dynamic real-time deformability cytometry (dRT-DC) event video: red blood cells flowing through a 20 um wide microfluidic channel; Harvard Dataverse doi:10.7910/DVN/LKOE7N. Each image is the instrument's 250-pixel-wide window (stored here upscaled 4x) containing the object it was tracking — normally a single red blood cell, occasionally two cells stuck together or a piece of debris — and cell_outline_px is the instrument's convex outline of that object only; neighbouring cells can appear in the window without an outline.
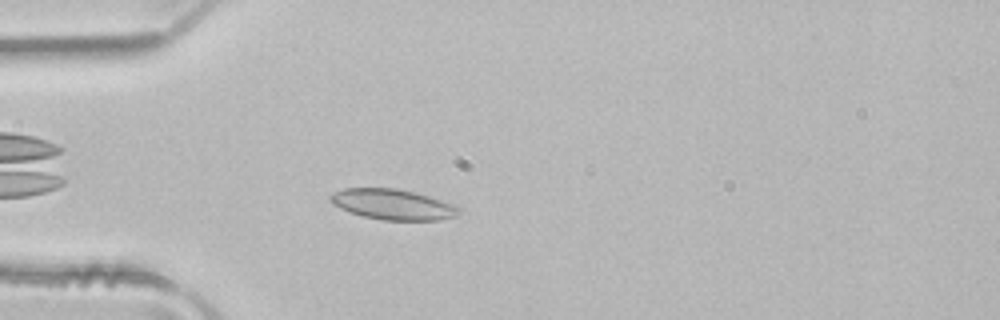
{"species": "common noctule bat (a hibernating species)", "species_latin": "Nyctalus noctula", "temperature_condition": "room temperature", "stored_images_in_passage": 3, "camera_frame_rate_fps": 3000, "um_per_image_px": 0.085, "animal": {"sex": "male", "body_mass_g": 21.5, "forearm_length_mm": 52.0}, "frame": {"image": 1, "passage_image": 3, "time_ms": 0.667, "image_size_px": [1000, 320], "cell_outline_px": [[460, 212], [456, 216], [440, 220], [384, 220], [364, 216], [340, 208], [332, 204], [328, 200], [328, 196], [332, 192], [344, 188], [396, 188], [428, 196], [456, 204], [460, 208]], "centroid_in_image_um": [33.38, 17.37], "position_along_channel_um": 51.6, "area_um2": 22.89}}